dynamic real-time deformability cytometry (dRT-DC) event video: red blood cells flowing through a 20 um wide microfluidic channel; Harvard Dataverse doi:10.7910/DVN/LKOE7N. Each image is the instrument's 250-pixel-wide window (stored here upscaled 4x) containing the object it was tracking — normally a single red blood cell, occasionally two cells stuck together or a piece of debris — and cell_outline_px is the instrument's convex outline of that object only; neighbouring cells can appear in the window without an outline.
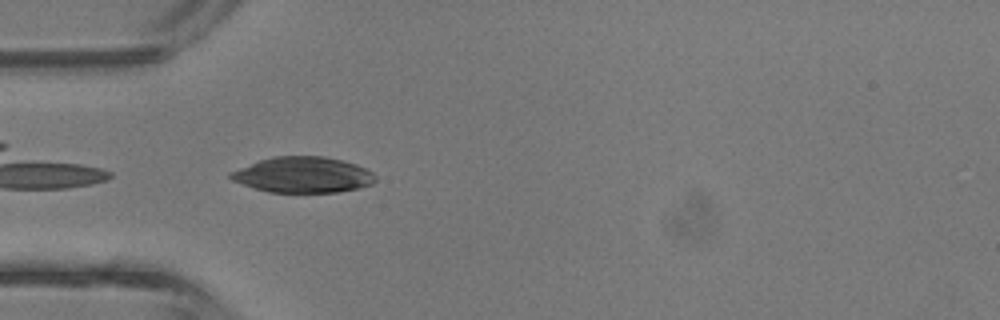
{"species": "common noctule bat (a hibernating species)", "species_latin": "Nyctalus noctula", "temperature_condition": "room temperature", "stored_images_in_passage": 30, "camera_frame_rate_fps": 3000, "um_per_image_px": 0.085, "animal": {"sex": "male", "body_mass_g": 13.3}, "frame": {"image": 1, "passage_image": 4, "time_ms": 1.0, "image_size_px": [1000, 320], "cell_outline_px": [[376, 180], [372, 184], [360, 188], [336, 192], [268, 192], [232, 180], [228, 176], [228, 172], [260, 160], [272, 156], [324, 156], [356, 164], [372, 172], [376, 176]], "centroid_in_image_um": [25.76, 14.86], "position_along_channel_um": 59.2, "area_um2": 30.06}}
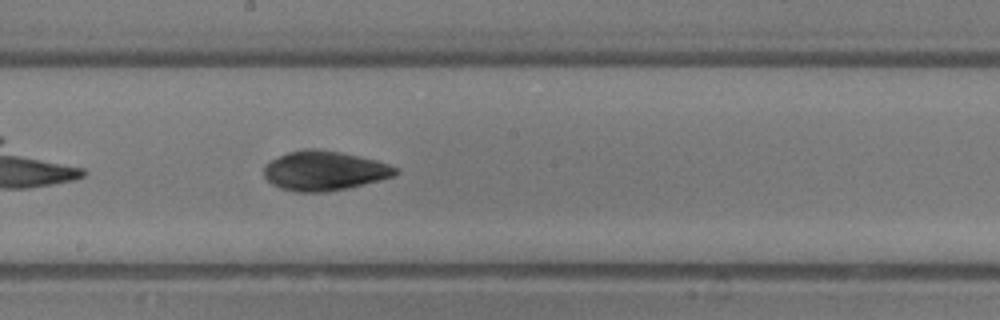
{"frame": {"image": 2, "passage_image": 14, "time_ms": 4.333, "image_size_px": [1000, 320], "cell_outline_px": [[400, 172], [392, 176], [380, 180], [348, 188], [328, 192], [296, 192], [280, 188], [272, 184], [264, 176], [264, 164], [288, 152], [304, 148], [316, 148], [340, 152], [376, 160], [400, 168]], "centroid_in_image_um": [27.57, 14.51], "position_along_channel_um": 220.6, "area_um2": 30.4}}
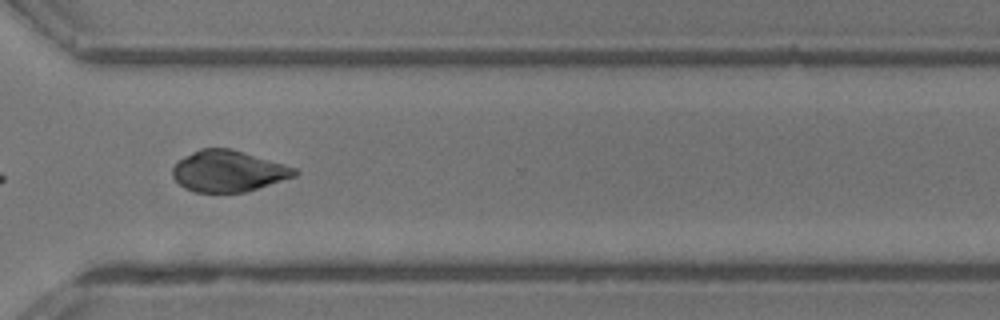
{"frame": {"image": 3, "passage_image": 22, "time_ms": 7.0, "image_size_px": [1000, 320], "cell_outline_px": [[300, 172], [296, 176], [244, 192], [196, 192], [184, 188], [172, 176], [172, 168], [184, 156], [200, 148], [232, 148], [284, 164], [296, 168]], "centroid_in_image_um": [19.41, 14.54], "position_along_channel_um": 351.2, "area_um2": 29.25}, "authors_computed_cell_mechanics": {"area_um2": 29.5647, "velocity_mm_per_s": 4.922, "shape_relaxation_time_tau1_ms": 7.2811, "shape_relaxation_time_tau2_ms": 1.3144, "deformation_change_tau1": 0.2102, "deformation_change_tau2": 0.058}}